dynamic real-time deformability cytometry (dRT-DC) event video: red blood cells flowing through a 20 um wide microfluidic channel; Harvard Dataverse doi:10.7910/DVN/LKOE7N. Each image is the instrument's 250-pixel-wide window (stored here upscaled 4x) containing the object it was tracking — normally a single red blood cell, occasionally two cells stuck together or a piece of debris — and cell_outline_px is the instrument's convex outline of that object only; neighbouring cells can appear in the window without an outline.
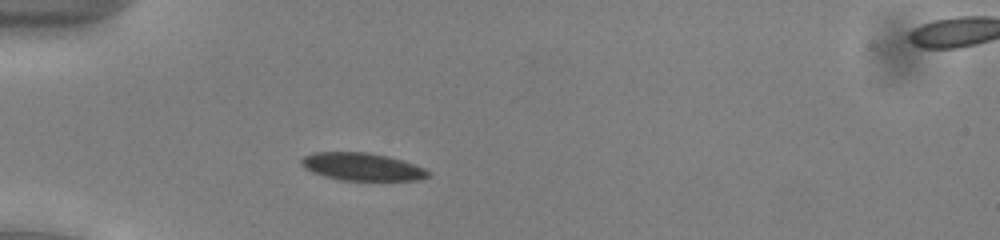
{"species": "common noctule bat (a hibernating species)", "species_latin": "Nyctalus noctula", "temperature_condition": "cold", "stored_images_in_passage": 46, "camera_frame_rate_fps": 3000, "um_per_image_px": 0.085, "animal": {"sex": "male", "body_mass_g": 13.0, "forearm_length_mm": 53.1}, "frame": {"image": 1, "passage_image": 9, "time_ms": 2.667, "image_size_px": [1000, 240], "cell_outline_px": [[432, 172], [428, 176], [420, 180], [340, 180], [324, 176], [312, 172], [304, 168], [300, 164], [300, 160], [304, 156], [312, 152], [368, 152], [388, 156], [404, 160], [416, 164]], "centroid_in_image_um": [30.78, 14.16], "position_along_channel_um": 54.2, "area_um2": 20.69}}
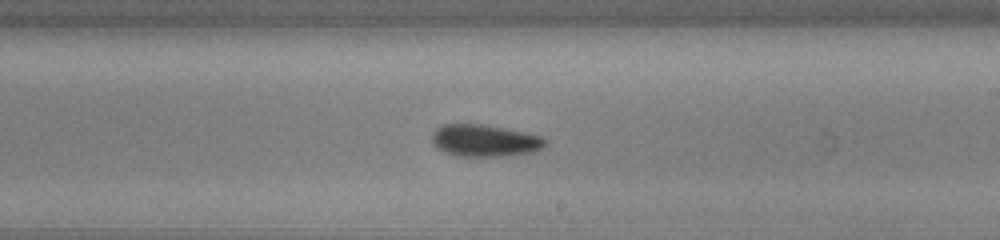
{"frame": {"image": 2, "passage_image": 25, "time_ms": 8.0, "image_size_px": [1000, 240], "cell_outline_px": [[548, 144], [544, 148], [536, 152], [500, 156], [456, 156], [444, 152], [432, 140], [432, 132], [436, 128], [444, 124], [484, 124], [544, 136], [548, 140]], "centroid_in_image_um": [41.28, 11.95], "position_along_channel_um": 247.7, "area_um2": 21.33}}
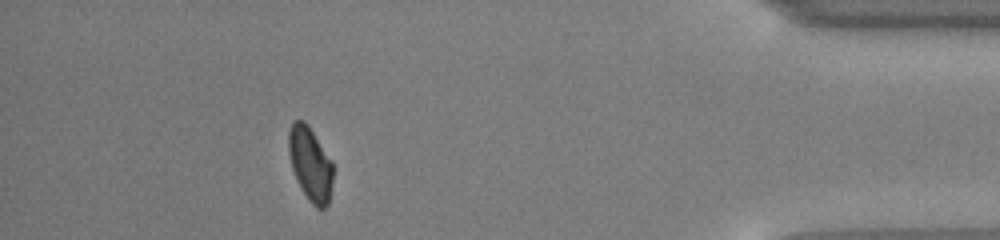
{"frame": {"image": 3, "passage_image": 41, "time_ms": 13.333, "image_size_px": [1000, 240], "cell_outline_px": [[332, 184], [328, 204], [324, 208], [316, 208], [312, 204], [304, 192], [292, 168], [288, 152], [288, 132], [292, 120], [304, 120], [308, 124], [332, 160]], "centroid_in_image_um": [26.37, 13.88], "position_along_channel_um": 408.8, "area_um2": 19.02}, "authors_computed_cell_mechanics": {"area_um2": 20.4034, "velocity_mm_per_s": 3.8957, "shape_relaxation_time_tau1_ms": 1.8248, "shape_relaxation_time_tau2_ms": 5.5238, "deformation_change_tau1": 0.1031, "deformation_change_tau2": 0.0951}}